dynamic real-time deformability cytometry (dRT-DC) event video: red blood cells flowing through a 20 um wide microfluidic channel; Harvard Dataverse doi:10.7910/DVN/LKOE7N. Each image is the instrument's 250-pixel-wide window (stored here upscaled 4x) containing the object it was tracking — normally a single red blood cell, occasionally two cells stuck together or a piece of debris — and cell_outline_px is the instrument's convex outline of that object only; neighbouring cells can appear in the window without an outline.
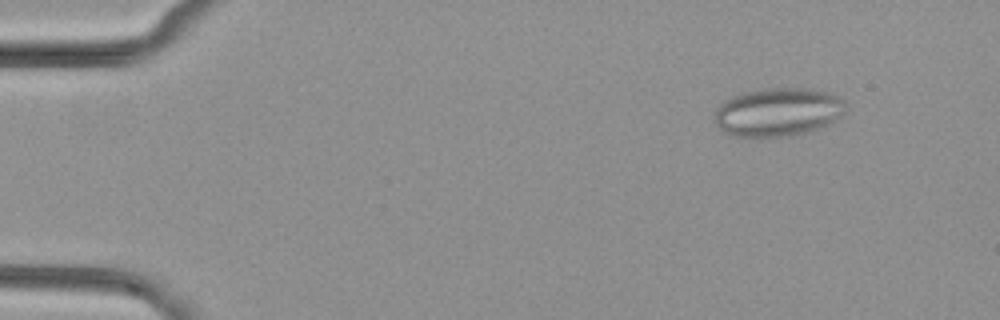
{"species": "common noctule bat (a hibernating species)", "species_latin": "Nyctalus noctula", "temperature_condition": "cold", "stored_images_in_passage": 47, "camera_frame_rate_fps": 3000, "um_per_image_px": 0.085, "animal": {"sex": "female", "body_mass_g": 29.2, "forearm_length_mm": 56.3}, "frame": {"image": 1, "passage_image": 6, "time_ms": 1.667, "image_size_px": [1000, 320], "cell_outline_px": [[844, 112], [832, 120], [808, 132], [788, 136], [756, 140], [732, 136], [724, 132], [716, 124], [712, 116], [716, 108], [724, 100], [732, 96], [744, 92], [764, 88], [808, 88], [828, 92], [844, 100]], "centroid_in_image_um": [66.01, 9.55], "position_along_channel_um": 19.0, "area_um2": 37.57}}
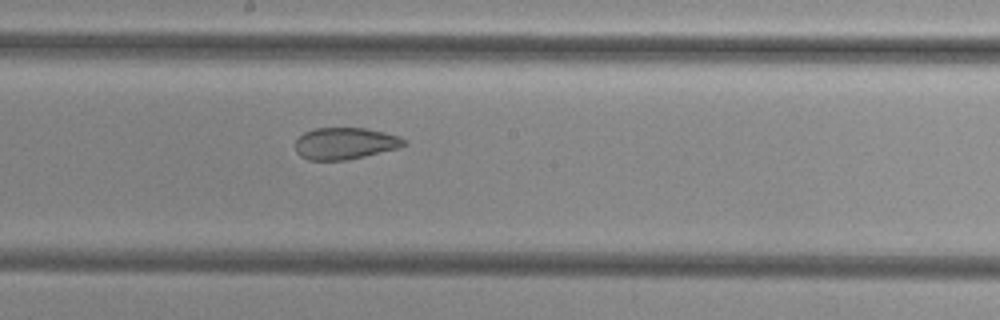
{"frame": {"image": 2, "passage_image": 29, "time_ms": 9.333, "image_size_px": [1000, 320], "cell_outline_px": [[408, 144], [396, 148], [364, 156], [344, 160], [308, 160], [300, 156], [296, 152], [296, 140], [304, 132], [316, 128], [368, 128], [400, 136], [408, 140]], "centroid_in_image_um": [29.34, 12.18], "position_along_channel_um": 218.9, "area_um2": 20.11}}
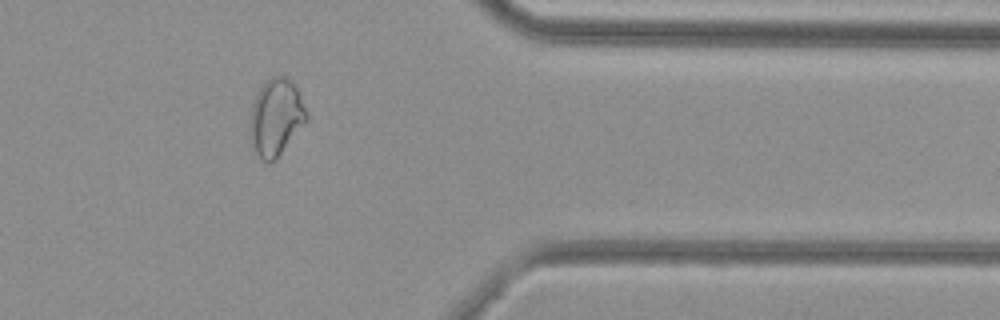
{"frame": {"image": 3, "passage_image": 43, "time_ms": 14.0, "image_size_px": [1000, 320], "cell_outline_px": [[308, 120], [276, 160], [268, 164], [260, 160], [252, 152], [252, 104], [260, 88], [272, 76], [284, 76], [292, 80], [296, 84], [308, 112]], "centroid_in_image_um": [23.51, 10.0], "position_along_channel_um": 387.9, "area_um2": 25.49}}